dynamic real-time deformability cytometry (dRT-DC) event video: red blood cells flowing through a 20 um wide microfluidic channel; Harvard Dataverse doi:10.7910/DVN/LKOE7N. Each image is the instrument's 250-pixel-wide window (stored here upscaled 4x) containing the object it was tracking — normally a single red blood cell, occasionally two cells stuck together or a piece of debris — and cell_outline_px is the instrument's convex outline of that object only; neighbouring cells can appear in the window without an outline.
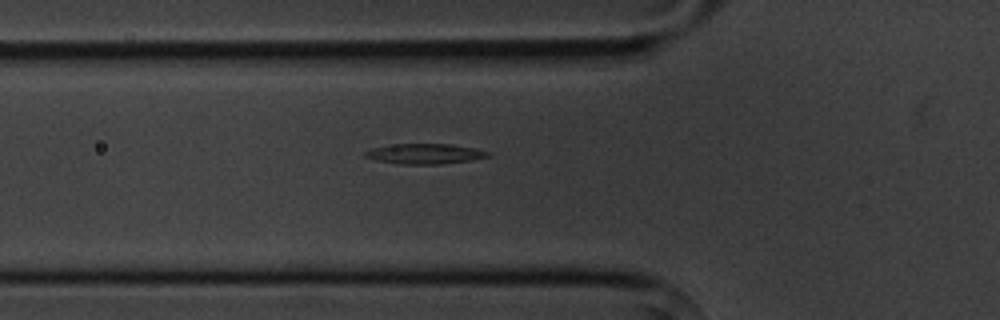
{"species": "common noctule bat (a hibernating species)", "species_latin": "Nyctalus noctula", "temperature_condition": "cold", "stored_images_in_passage": 3, "camera_frame_rate_fps": 3000, "um_per_image_px": 0.085, "animal": {"sex": "male", "body_mass_g": 20.1, "forearm_length_mm": 53.5}, "frame": {"image": 1, "passage_image": 3, "time_ms": 3.333, "image_size_px": [1000, 320], "cell_outline_px": [[492, 156], [472, 160], [440, 164], [400, 164], [376, 160], [364, 156], [364, 152], [372, 148], [396, 144], [452, 144], [476, 148], [492, 152]], "centroid_in_image_um": [36.19, 13.07], "position_along_channel_um": 89.6, "area_um2": 14.57}}